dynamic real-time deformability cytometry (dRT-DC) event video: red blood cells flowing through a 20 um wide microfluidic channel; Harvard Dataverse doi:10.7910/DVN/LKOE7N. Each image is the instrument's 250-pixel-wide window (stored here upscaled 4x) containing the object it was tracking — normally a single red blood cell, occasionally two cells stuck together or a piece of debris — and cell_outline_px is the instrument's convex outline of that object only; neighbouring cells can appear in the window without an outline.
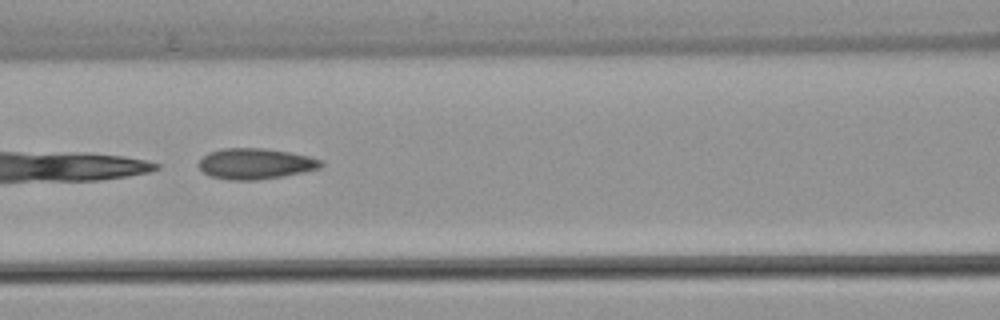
{"species": "common noctule bat (a hibernating species)", "species_latin": "Nyctalus noctula", "temperature_condition": "warm", "stored_images_in_passage": 7, "camera_frame_rate_fps": 3000, "um_per_image_px": 0.085, "animal": {"sex": "female", "body_mass_g": 22.7, "forearm_length_mm": 54.2}, "frame": {"image": 1, "passage_image": 5, "time_ms": 1.333, "image_size_px": [1000, 320], "cell_outline_px": [[324, 164], [320, 168], [304, 172], [284, 176], [256, 180], [228, 180], [208, 176], [196, 164], [208, 152], [224, 148], [264, 148], [288, 152], [308, 156], [324, 160]], "centroid_in_image_um": [21.71, 13.92], "position_along_channel_um": 144.9, "area_um2": 22.14}}
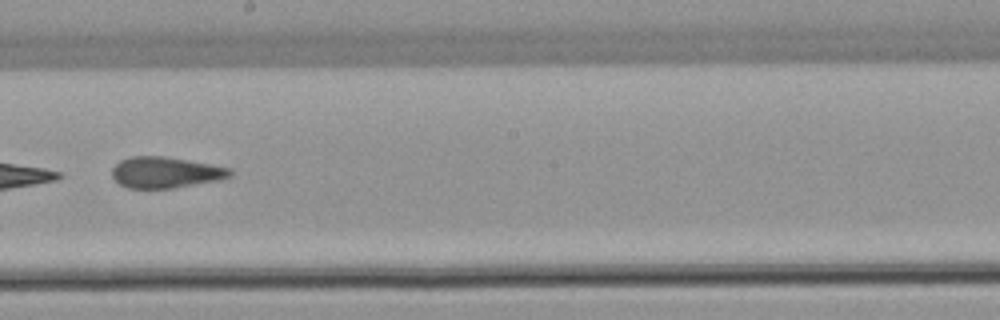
{"frame": {"image": 2, "passage_image": 7, "time_ms": 2.0, "image_size_px": [1000, 320], "cell_outline_px": [[232, 176], [216, 180], [172, 188], [128, 188], [120, 184], [112, 176], [112, 168], [120, 160], [132, 156], [164, 156], [188, 160], [232, 168]], "centroid_in_image_um": [14.06, 14.64], "position_along_channel_um": 234.1, "area_um2": 21.21}}